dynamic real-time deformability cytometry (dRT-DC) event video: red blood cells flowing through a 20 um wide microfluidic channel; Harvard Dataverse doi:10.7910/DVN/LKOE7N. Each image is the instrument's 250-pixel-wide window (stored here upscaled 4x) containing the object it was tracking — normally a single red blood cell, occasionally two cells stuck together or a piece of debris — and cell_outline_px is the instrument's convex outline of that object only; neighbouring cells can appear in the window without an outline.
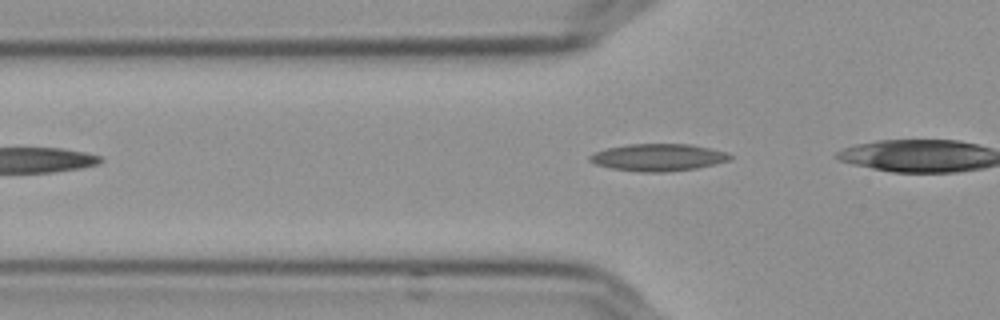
{"species": "Egyptian fruit bat (a non-hibernating species)", "species_latin": "Rousettus aegyptiacus", "temperature_condition": "cold", "stored_images_in_passage": 28, "camera_frame_rate_fps": 3000, "um_per_image_px": 0.085, "frame": {"image": 1, "passage_image": 2, "time_ms": 0.333, "image_size_px": [1000, 320], "cell_outline_px": [[732, 160], [696, 168], [664, 172], [640, 172], [612, 168], [596, 164], [588, 160], [588, 156], [596, 152], [608, 148], [628, 144], [688, 144], [708, 148], [724, 152], [732, 156]], "centroid_in_image_um": [55.93, 13.38], "position_along_channel_um": 69.9, "area_um2": 21.96}}
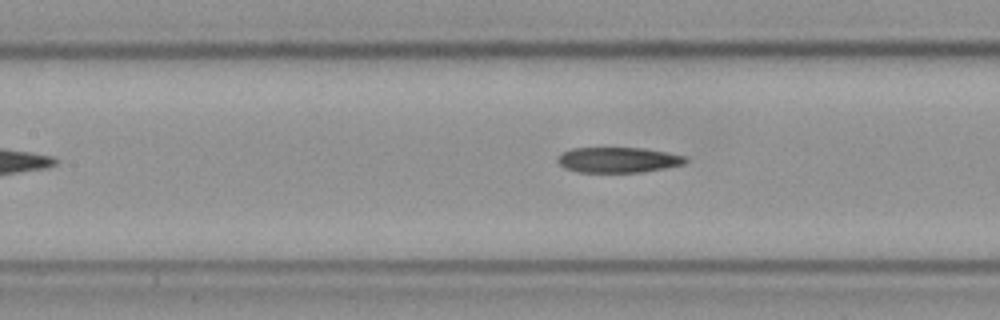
{"frame": {"image": 2, "passage_image": 9, "time_ms": 2.667, "image_size_px": [1000, 320], "cell_outline_px": [[688, 160], [684, 164], [664, 168], [640, 172], [576, 172], [564, 168], [556, 160], [564, 152], [572, 148], [644, 148], [668, 152], [688, 156]], "centroid_in_image_um": [52.58, 13.59], "position_along_channel_um": 154.8, "area_um2": 18.96}}
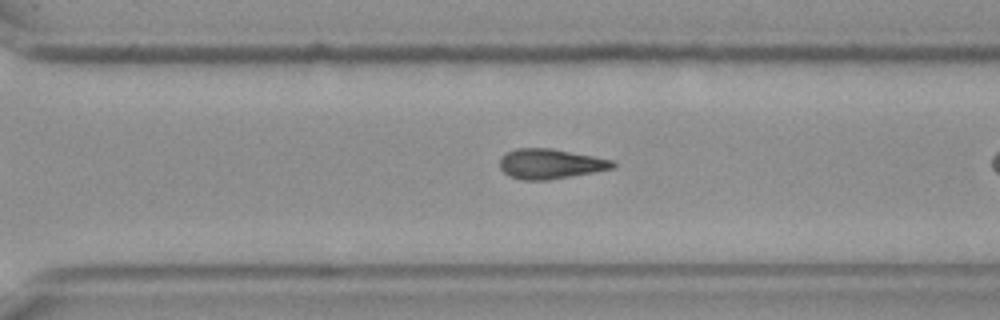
{"frame": {"image": 3, "passage_image": 23, "time_ms": 7.333, "image_size_px": [1000, 320], "cell_outline_px": [[616, 164], [612, 168], [592, 172], [548, 180], [524, 180], [508, 176], [500, 168], [500, 156], [504, 152], [516, 148], [552, 148], [612, 160]], "centroid_in_image_um": [46.7, 13.92], "position_along_channel_um": 323.9, "area_um2": 19.65}}